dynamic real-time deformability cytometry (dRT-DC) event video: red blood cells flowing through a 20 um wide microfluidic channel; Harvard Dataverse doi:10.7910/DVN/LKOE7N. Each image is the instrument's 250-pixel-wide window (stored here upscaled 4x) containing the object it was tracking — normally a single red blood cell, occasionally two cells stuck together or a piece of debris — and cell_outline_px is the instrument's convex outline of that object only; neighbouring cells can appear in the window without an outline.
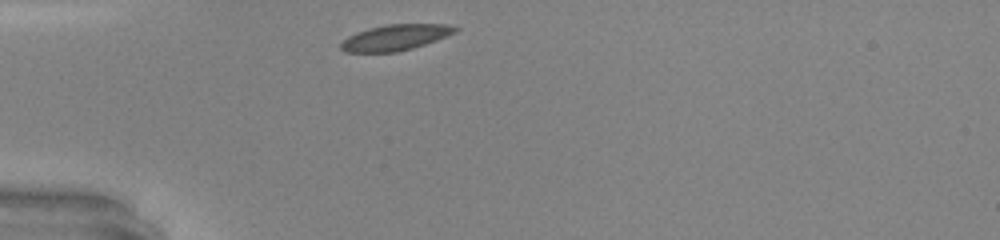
{"species": "common noctule bat (a hibernating species)", "species_latin": "Nyctalus noctula", "temperature_condition": "warm", "stored_images_in_passage": 26, "camera_frame_rate_fps": 3000, "um_per_image_px": 0.085, "animal": {"sex": "male", "body_mass_g": 20.0, "forearm_length_mm": 53.3}, "frame": {"image": 1, "passage_image": 1, "time_ms": 0.0, "image_size_px": [1000, 240], "cell_outline_px": [[460, 28], [456, 32], [436, 40], [412, 48], [396, 52], [344, 52], [340, 48], [340, 44], [348, 36], [356, 32], [368, 28], [384, 24], [448, 24]], "centroid_in_image_um": [33.59, 3.18], "position_along_channel_um": 51.4, "area_um2": 17.22}}
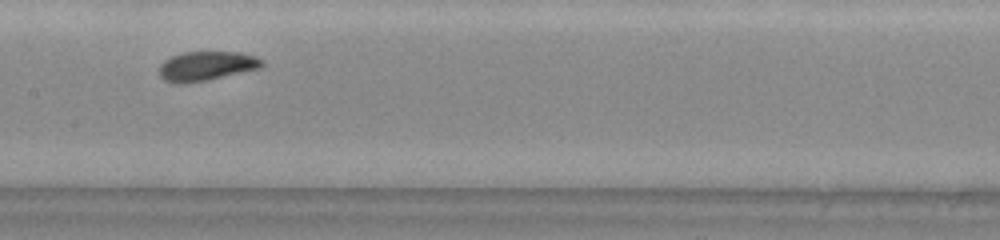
{"frame": {"image": 2, "passage_image": 12, "time_ms": 3.667, "image_size_px": [1000, 240], "cell_outline_px": [[264, 64], [260, 68], [208, 80], [180, 84], [164, 80], [160, 76], [160, 64], [164, 60], [172, 56], [184, 52], [236, 52], [256, 56], [264, 60]], "centroid_in_image_um": [17.56, 5.61], "position_along_channel_um": 189.8, "area_um2": 17.51}}
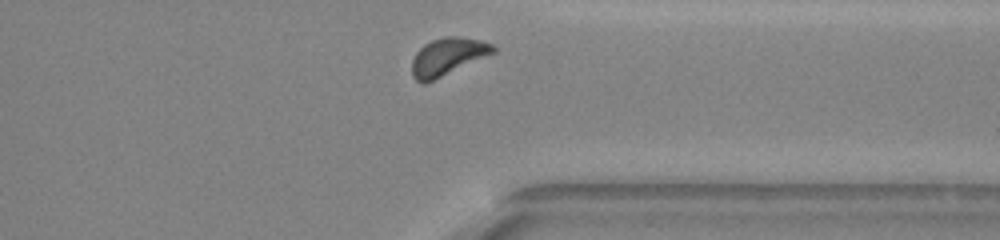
{"frame": {"image": 3, "passage_image": 25, "time_ms": 8.0, "image_size_px": [1000, 240], "cell_outline_px": [[496, 52], [424, 84], [420, 84], [412, 76], [412, 60], [416, 52], [424, 44], [432, 40], [444, 36], [456, 36], [480, 40], [492, 44], [496, 48]], "centroid_in_image_um": [38.03, 4.81], "position_along_channel_um": 373.4, "area_um2": 17.63}, "authors_computed_cell_mechanics": {"area_um2": 17.2822, "velocity_mm_per_s": 4.2473, "shape_relaxation_time_tau1_ms": 3.4752, "shape_relaxation_time_tau2_ms": 3.1518, "deformation_change_tau1": 0.1286, "deformation_change_tau2": 0.086}}